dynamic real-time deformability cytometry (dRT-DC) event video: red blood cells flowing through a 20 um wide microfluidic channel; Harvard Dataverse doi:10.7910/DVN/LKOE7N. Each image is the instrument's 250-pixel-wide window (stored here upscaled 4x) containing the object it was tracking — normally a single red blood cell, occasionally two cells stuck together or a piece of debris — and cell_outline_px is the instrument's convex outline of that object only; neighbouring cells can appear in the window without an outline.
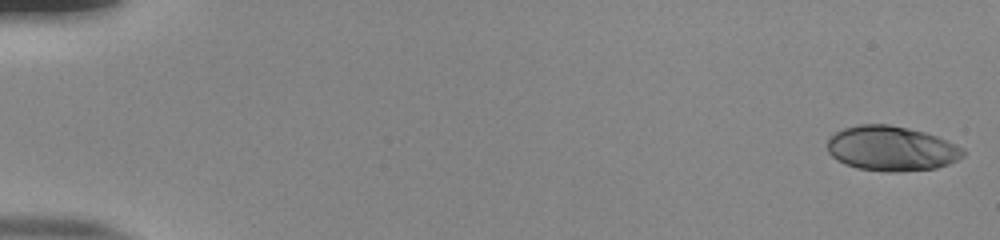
{"species": "human", "species_latin": "Homo sapiens", "temperature_condition": "room temperature", "stored_images_in_passage": 51, "camera_frame_rate_fps": 3000, "um_per_image_px": 0.085, "donor": {"sex": "male"}, "frame": {"image": 1, "passage_image": 1, "time_ms": 0.0, "image_size_px": [1000, 240], "cell_outline_px": [[964, 156], [948, 164], [936, 168], [896, 172], [888, 172], [856, 168], [844, 164], [836, 160], [828, 152], [828, 140], [836, 132], [844, 128], [860, 124], [888, 124], [908, 128], [924, 132], [936, 136], [956, 144], [964, 148]], "centroid_in_image_um": [75.77, 12.63], "position_along_channel_um": 9.2, "area_um2": 35.49}}
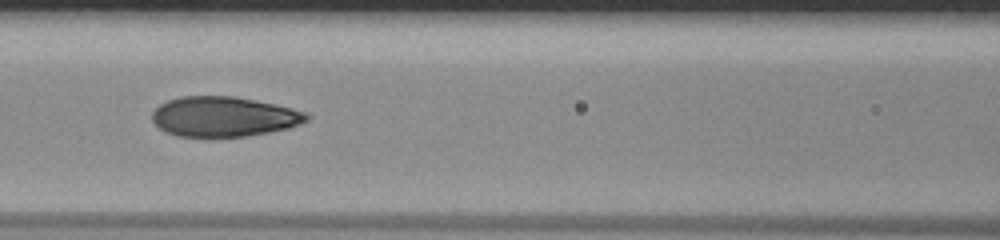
{"frame": {"image": 2, "passage_image": 25, "time_ms": 8.0, "image_size_px": [1000, 240], "cell_outline_px": [[312, 116], [308, 120], [300, 124], [288, 128], [248, 136], [180, 136], [168, 132], [160, 128], [152, 120], [152, 112], [160, 104], [168, 100], [180, 96], [232, 96], [256, 100], [292, 108], [308, 112]], "centroid_in_image_um": [19.06, 9.9], "position_along_channel_um": 147.5, "area_um2": 35.89}}
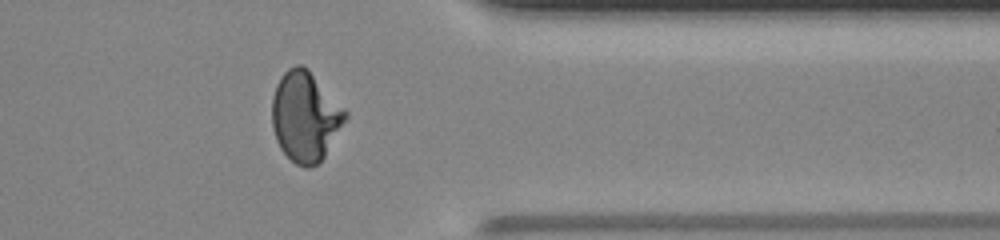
{"frame": {"image": 3, "passage_image": 44, "time_ms": 14.333, "image_size_px": [1000, 240], "cell_outline_px": [[348, 116], [324, 156], [316, 164], [308, 168], [304, 168], [296, 164], [280, 148], [276, 140], [272, 128], [272, 96], [276, 84], [280, 76], [288, 68], [296, 64], [300, 64], [308, 68], [348, 112]], "centroid_in_image_um": [25.93, 9.87], "position_along_channel_um": 385.5, "area_um2": 38.38}}